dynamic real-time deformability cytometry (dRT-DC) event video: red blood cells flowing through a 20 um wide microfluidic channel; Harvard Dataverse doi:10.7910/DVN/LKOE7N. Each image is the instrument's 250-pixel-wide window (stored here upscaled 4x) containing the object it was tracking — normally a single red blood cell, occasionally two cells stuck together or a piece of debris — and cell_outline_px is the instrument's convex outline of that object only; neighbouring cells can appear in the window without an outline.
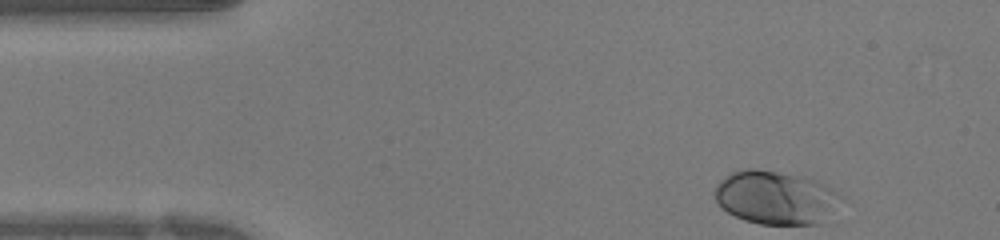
{"species": "human", "species_latin": "Homo sapiens", "temperature_condition": "warm", "stored_images_in_passage": 31, "camera_frame_rate_fps": 3000, "um_per_image_px": 0.085, "donor": {"sex": "female"}, "frame": {"image": 1, "passage_image": 1, "time_ms": 0.0, "image_size_px": [1000, 240], "cell_outline_px": [[844, 200], [820, 224], [760, 224], [744, 220], [728, 212], [716, 200], [712, 192], [716, 184], [720, 180], [732, 172], [744, 168], [756, 168], [812, 176], [840, 192]], "centroid_in_image_um": [65.99, 16.75], "position_along_channel_um": 19.0, "area_um2": 40.29}}
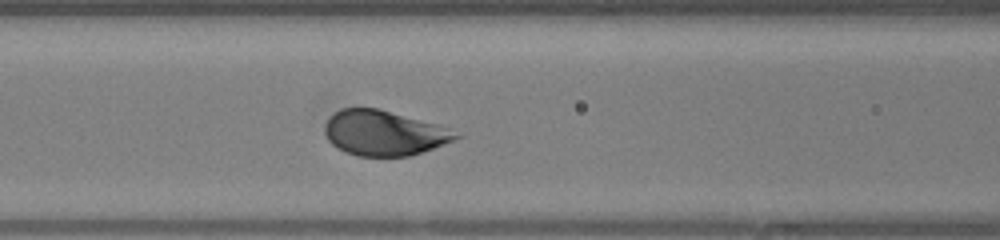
{"frame": {"image": 2, "passage_image": 13, "time_ms": 4.0, "image_size_px": [1000, 240], "cell_outline_px": [[464, 136], [456, 140], [408, 156], [356, 156], [344, 152], [336, 148], [328, 140], [324, 132], [324, 124], [328, 116], [332, 112], [340, 108], [380, 108], [440, 124]], "centroid_in_image_um": [32.61, 11.29], "position_along_channel_um": 134.0, "area_um2": 35.03}}
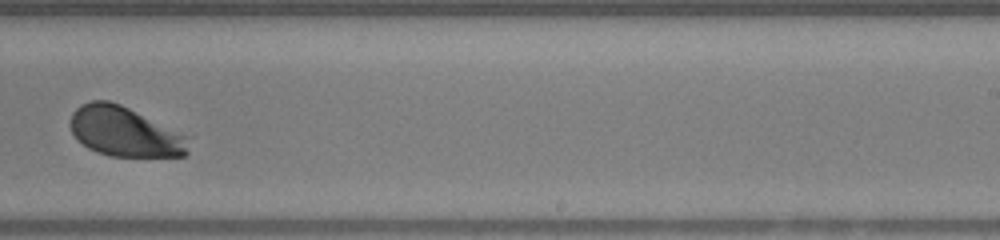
{"frame": {"image": 3, "passage_image": 22, "time_ms": 7.0, "image_size_px": [1000, 240], "cell_outline_px": [[188, 152], [184, 156], [112, 156], [96, 152], [88, 148], [72, 132], [68, 124], [68, 120], [72, 112], [80, 104], [92, 100], [108, 100], [120, 104], [184, 136]], "centroid_in_image_um": [10.47, 11.18], "position_along_channel_um": 278.5, "area_um2": 33.47}}